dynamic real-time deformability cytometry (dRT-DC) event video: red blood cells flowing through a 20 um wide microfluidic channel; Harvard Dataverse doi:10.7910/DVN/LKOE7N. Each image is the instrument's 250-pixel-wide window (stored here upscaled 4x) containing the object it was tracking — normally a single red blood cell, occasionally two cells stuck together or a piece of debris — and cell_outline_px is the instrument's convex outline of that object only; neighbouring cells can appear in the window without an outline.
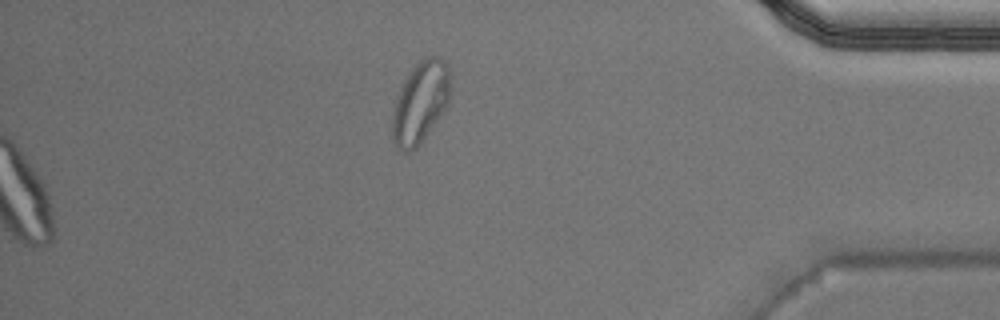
{"species": "Egyptian fruit bat (a non-hibernating species)", "species_latin": "Rousettus aegyptiacus", "temperature_condition": "warm", "stored_images_in_passage": 51, "segment_of_instrument_passage": [2, 2], "camera_frame_rate_fps": 3000, "um_per_image_px": 0.085, "animal": {"sex": "male"}, "frame": {"image": 1, "passage_image": 51, "time_ms": 16.667, "image_size_px": [1000, 320], "cell_outline_px": [[452, 76], [448, 104], [420, 144], [412, 152], [404, 152], [396, 148], [392, 136], [392, 108], [400, 88], [408, 72], [424, 56], [436, 56], [452, 72]], "centroid_in_image_um": [35.72, 8.71], "position_along_channel_um": 399.5, "area_um2": 27.86}}